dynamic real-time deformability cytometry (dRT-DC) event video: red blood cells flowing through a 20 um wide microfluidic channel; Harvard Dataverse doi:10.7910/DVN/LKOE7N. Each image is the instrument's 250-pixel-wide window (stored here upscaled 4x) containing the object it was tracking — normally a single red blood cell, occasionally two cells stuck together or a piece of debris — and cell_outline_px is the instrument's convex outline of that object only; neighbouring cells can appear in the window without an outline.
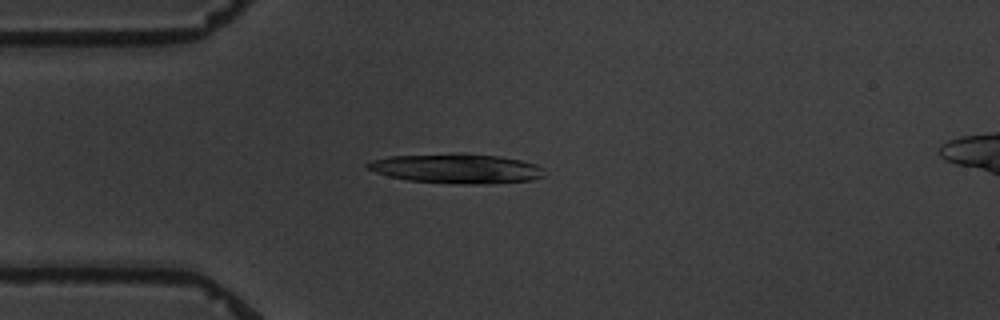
{"species": "common noctule bat (a hibernating species)", "species_latin": "Nyctalus noctula", "temperature_condition": "warm", "stored_images_in_passage": 3, "camera_frame_rate_fps": 3000, "um_per_image_px": 0.085, "animal": {"sex": "male", "body_mass_g": 19.5, "forearm_length_mm": 54.6}, "frame": {"image": 1, "passage_image": 3, "time_ms": 3.333, "image_size_px": [1000, 320], "cell_outline_px": [[548, 176], [532, 180], [484, 184], [460, 184], [408, 180], [388, 176], [364, 168], [364, 164], [372, 160], [388, 156], [500, 156], [520, 160], [536, 164], [544, 168]], "centroid_in_image_um": [38.86, 14.38], "position_along_channel_um": 46.1, "area_um2": 29.54}}